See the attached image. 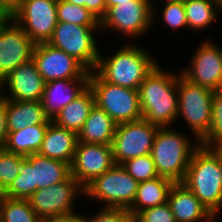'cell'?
<instances>
[{
  "instance_id": "cell-1",
  "label": "cell",
  "mask_w": 222,
  "mask_h": 222,
  "mask_svg": "<svg viewBox=\"0 0 222 222\" xmlns=\"http://www.w3.org/2000/svg\"><path fill=\"white\" fill-rule=\"evenodd\" d=\"M178 74L159 65L145 77L138 88L142 119L159 127H171L178 117Z\"/></svg>"
},
{
  "instance_id": "cell-2",
  "label": "cell",
  "mask_w": 222,
  "mask_h": 222,
  "mask_svg": "<svg viewBox=\"0 0 222 222\" xmlns=\"http://www.w3.org/2000/svg\"><path fill=\"white\" fill-rule=\"evenodd\" d=\"M217 217L222 210V169L218 145H200L193 153L182 182Z\"/></svg>"
},
{
  "instance_id": "cell-3",
  "label": "cell",
  "mask_w": 222,
  "mask_h": 222,
  "mask_svg": "<svg viewBox=\"0 0 222 222\" xmlns=\"http://www.w3.org/2000/svg\"><path fill=\"white\" fill-rule=\"evenodd\" d=\"M156 61L141 46L129 43L108 56L100 51L94 71L105 82L138 90L145 77L158 64Z\"/></svg>"
},
{
  "instance_id": "cell-4",
  "label": "cell",
  "mask_w": 222,
  "mask_h": 222,
  "mask_svg": "<svg viewBox=\"0 0 222 222\" xmlns=\"http://www.w3.org/2000/svg\"><path fill=\"white\" fill-rule=\"evenodd\" d=\"M189 134H183L171 127H159L153 141L152 158L161 177L182 182L194 151L200 146L193 145Z\"/></svg>"
},
{
  "instance_id": "cell-5",
  "label": "cell",
  "mask_w": 222,
  "mask_h": 222,
  "mask_svg": "<svg viewBox=\"0 0 222 222\" xmlns=\"http://www.w3.org/2000/svg\"><path fill=\"white\" fill-rule=\"evenodd\" d=\"M70 175L68 163L39 153L31 154L22 160L19 175L2 195L14 199H28L36 190L65 181Z\"/></svg>"
},
{
  "instance_id": "cell-6",
  "label": "cell",
  "mask_w": 222,
  "mask_h": 222,
  "mask_svg": "<svg viewBox=\"0 0 222 222\" xmlns=\"http://www.w3.org/2000/svg\"><path fill=\"white\" fill-rule=\"evenodd\" d=\"M213 90L193 84L179 72L177 84L178 115L183 117L194 139L201 142L208 134L212 122Z\"/></svg>"
},
{
  "instance_id": "cell-7",
  "label": "cell",
  "mask_w": 222,
  "mask_h": 222,
  "mask_svg": "<svg viewBox=\"0 0 222 222\" xmlns=\"http://www.w3.org/2000/svg\"><path fill=\"white\" fill-rule=\"evenodd\" d=\"M89 88L95 104L117 124L142 119L138 90L105 82L95 71L90 72Z\"/></svg>"
},
{
  "instance_id": "cell-8",
  "label": "cell",
  "mask_w": 222,
  "mask_h": 222,
  "mask_svg": "<svg viewBox=\"0 0 222 222\" xmlns=\"http://www.w3.org/2000/svg\"><path fill=\"white\" fill-rule=\"evenodd\" d=\"M100 26H81L68 22H57L48 44L74 57L89 72L94 71L100 55L95 32Z\"/></svg>"
},
{
  "instance_id": "cell-9",
  "label": "cell",
  "mask_w": 222,
  "mask_h": 222,
  "mask_svg": "<svg viewBox=\"0 0 222 222\" xmlns=\"http://www.w3.org/2000/svg\"><path fill=\"white\" fill-rule=\"evenodd\" d=\"M139 182L120 165L96 177L84 188V197L103 203V207L129 209L135 200Z\"/></svg>"
},
{
  "instance_id": "cell-10",
  "label": "cell",
  "mask_w": 222,
  "mask_h": 222,
  "mask_svg": "<svg viewBox=\"0 0 222 222\" xmlns=\"http://www.w3.org/2000/svg\"><path fill=\"white\" fill-rule=\"evenodd\" d=\"M78 195L84 196V188L70 175L65 181L36 190L28 201L44 222H52L77 213L74 204Z\"/></svg>"
},
{
  "instance_id": "cell-11",
  "label": "cell",
  "mask_w": 222,
  "mask_h": 222,
  "mask_svg": "<svg viewBox=\"0 0 222 222\" xmlns=\"http://www.w3.org/2000/svg\"><path fill=\"white\" fill-rule=\"evenodd\" d=\"M152 24L153 9L149 0H129L109 7L100 20V29L103 32L114 30L128 39H137L151 30Z\"/></svg>"
},
{
  "instance_id": "cell-12",
  "label": "cell",
  "mask_w": 222,
  "mask_h": 222,
  "mask_svg": "<svg viewBox=\"0 0 222 222\" xmlns=\"http://www.w3.org/2000/svg\"><path fill=\"white\" fill-rule=\"evenodd\" d=\"M9 16L35 43L48 42L57 25V0H20Z\"/></svg>"
},
{
  "instance_id": "cell-13",
  "label": "cell",
  "mask_w": 222,
  "mask_h": 222,
  "mask_svg": "<svg viewBox=\"0 0 222 222\" xmlns=\"http://www.w3.org/2000/svg\"><path fill=\"white\" fill-rule=\"evenodd\" d=\"M159 126L144 119L117 124L112 141L115 164L151 154L155 134Z\"/></svg>"
},
{
  "instance_id": "cell-14",
  "label": "cell",
  "mask_w": 222,
  "mask_h": 222,
  "mask_svg": "<svg viewBox=\"0 0 222 222\" xmlns=\"http://www.w3.org/2000/svg\"><path fill=\"white\" fill-rule=\"evenodd\" d=\"M35 43L9 15L0 16V81L33 58Z\"/></svg>"
},
{
  "instance_id": "cell-15",
  "label": "cell",
  "mask_w": 222,
  "mask_h": 222,
  "mask_svg": "<svg viewBox=\"0 0 222 222\" xmlns=\"http://www.w3.org/2000/svg\"><path fill=\"white\" fill-rule=\"evenodd\" d=\"M211 41H201L189 61L190 65L180 72L189 82L217 91L222 89V48Z\"/></svg>"
},
{
  "instance_id": "cell-16",
  "label": "cell",
  "mask_w": 222,
  "mask_h": 222,
  "mask_svg": "<svg viewBox=\"0 0 222 222\" xmlns=\"http://www.w3.org/2000/svg\"><path fill=\"white\" fill-rule=\"evenodd\" d=\"M32 60L45 83L90 77V72L79 61L47 42L35 45Z\"/></svg>"
},
{
  "instance_id": "cell-17",
  "label": "cell",
  "mask_w": 222,
  "mask_h": 222,
  "mask_svg": "<svg viewBox=\"0 0 222 222\" xmlns=\"http://www.w3.org/2000/svg\"><path fill=\"white\" fill-rule=\"evenodd\" d=\"M114 165L111 145L78 142L70 165V174L85 188Z\"/></svg>"
},
{
  "instance_id": "cell-18",
  "label": "cell",
  "mask_w": 222,
  "mask_h": 222,
  "mask_svg": "<svg viewBox=\"0 0 222 222\" xmlns=\"http://www.w3.org/2000/svg\"><path fill=\"white\" fill-rule=\"evenodd\" d=\"M44 85L35 62L31 60L16 67L0 81L1 97L17 101H41ZM3 88L9 93L3 94Z\"/></svg>"
},
{
  "instance_id": "cell-19",
  "label": "cell",
  "mask_w": 222,
  "mask_h": 222,
  "mask_svg": "<svg viewBox=\"0 0 222 222\" xmlns=\"http://www.w3.org/2000/svg\"><path fill=\"white\" fill-rule=\"evenodd\" d=\"M167 203L176 222H217V218L181 182L172 185Z\"/></svg>"
},
{
  "instance_id": "cell-20",
  "label": "cell",
  "mask_w": 222,
  "mask_h": 222,
  "mask_svg": "<svg viewBox=\"0 0 222 222\" xmlns=\"http://www.w3.org/2000/svg\"><path fill=\"white\" fill-rule=\"evenodd\" d=\"M89 87V78L60 79L46 82L41 103L46 116L53 120L70 102Z\"/></svg>"
},
{
  "instance_id": "cell-21",
  "label": "cell",
  "mask_w": 222,
  "mask_h": 222,
  "mask_svg": "<svg viewBox=\"0 0 222 222\" xmlns=\"http://www.w3.org/2000/svg\"><path fill=\"white\" fill-rule=\"evenodd\" d=\"M77 143L76 132L60 127L51 121L38 153L71 165Z\"/></svg>"
},
{
  "instance_id": "cell-22",
  "label": "cell",
  "mask_w": 222,
  "mask_h": 222,
  "mask_svg": "<svg viewBox=\"0 0 222 222\" xmlns=\"http://www.w3.org/2000/svg\"><path fill=\"white\" fill-rule=\"evenodd\" d=\"M7 131L14 132L33 125H49L41 101L6 99Z\"/></svg>"
},
{
  "instance_id": "cell-23",
  "label": "cell",
  "mask_w": 222,
  "mask_h": 222,
  "mask_svg": "<svg viewBox=\"0 0 222 222\" xmlns=\"http://www.w3.org/2000/svg\"><path fill=\"white\" fill-rule=\"evenodd\" d=\"M117 123L96 104L79 131L78 142L111 145Z\"/></svg>"
},
{
  "instance_id": "cell-24",
  "label": "cell",
  "mask_w": 222,
  "mask_h": 222,
  "mask_svg": "<svg viewBox=\"0 0 222 222\" xmlns=\"http://www.w3.org/2000/svg\"><path fill=\"white\" fill-rule=\"evenodd\" d=\"M173 184L172 180L161 176L139 182L135 200L128 210L135 217L144 209L167 203Z\"/></svg>"
},
{
  "instance_id": "cell-25",
  "label": "cell",
  "mask_w": 222,
  "mask_h": 222,
  "mask_svg": "<svg viewBox=\"0 0 222 222\" xmlns=\"http://www.w3.org/2000/svg\"><path fill=\"white\" fill-rule=\"evenodd\" d=\"M94 105L95 97L93 91L88 87L76 99L67 104L52 121L58 126L78 134Z\"/></svg>"
},
{
  "instance_id": "cell-26",
  "label": "cell",
  "mask_w": 222,
  "mask_h": 222,
  "mask_svg": "<svg viewBox=\"0 0 222 222\" xmlns=\"http://www.w3.org/2000/svg\"><path fill=\"white\" fill-rule=\"evenodd\" d=\"M47 128L48 125H33L14 132H8L4 149L25 157L38 153Z\"/></svg>"
},
{
  "instance_id": "cell-27",
  "label": "cell",
  "mask_w": 222,
  "mask_h": 222,
  "mask_svg": "<svg viewBox=\"0 0 222 222\" xmlns=\"http://www.w3.org/2000/svg\"><path fill=\"white\" fill-rule=\"evenodd\" d=\"M183 4L188 29H192L194 32L208 29L222 12V9L213 0H185Z\"/></svg>"
},
{
  "instance_id": "cell-28",
  "label": "cell",
  "mask_w": 222,
  "mask_h": 222,
  "mask_svg": "<svg viewBox=\"0 0 222 222\" xmlns=\"http://www.w3.org/2000/svg\"><path fill=\"white\" fill-rule=\"evenodd\" d=\"M0 222H44L32 209L28 199L6 196L0 199Z\"/></svg>"
},
{
  "instance_id": "cell-29",
  "label": "cell",
  "mask_w": 222,
  "mask_h": 222,
  "mask_svg": "<svg viewBox=\"0 0 222 222\" xmlns=\"http://www.w3.org/2000/svg\"><path fill=\"white\" fill-rule=\"evenodd\" d=\"M57 19L81 26H100V20L86 7L57 0Z\"/></svg>"
},
{
  "instance_id": "cell-30",
  "label": "cell",
  "mask_w": 222,
  "mask_h": 222,
  "mask_svg": "<svg viewBox=\"0 0 222 222\" xmlns=\"http://www.w3.org/2000/svg\"><path fill=\"white\" fill-rule=\"evenodd\" d=\"M121 166L138 182L154 179L159 176L151 154L129 159L123 162Z\"/></svg>"
},
{
  "instance_id": "cell-31",
  "label": "cell",
  "mask_w": 222,
  "mask_h": 222,
  "mask_svg": "<svg viewBox=\"0 0 222 222\" xmlns=\"http://www.w3.org/2000/svg\"><path fill=\"white\" fill-rule=\"evenodd\" d=\"M200 145L212 147L222 145V89L214 91L212 97V122L207 136Z\"/></svg>"
},
{
  "instance_id": "cell-32",
  "label": "cell",
  "mask_w": 222,
  "mask_h": 222,
  "mask_svg": "<svg viewBox=\"0 0 222 222\" xmlns=\"http://www.w3.org/2000/svg\"><path fill=\"white\" fill-rule=\"evenodd\" d=\"M25 156L0 148V191L3 193L19 175V169Z\"/></svg>"
},
{
  "instance_id": "cell-33",
  "label": "cell",
  "mask_w": 222,
  "mask_h": 222,
  "mask_svg": "<svg viewBox=\"0 0 222 222\" xmlns=\"http://www.w3.org/2000/svg\"><path fill=\"white\" fill-rule=\"evenodd\" d=\"M160 14L159 17L162 18L163 24L172 28V31L183 27L188 28L183 2L165 3Z\"/></svg>"
},
{
  "instance_id": "cell-34",
  "label": "cell",
  "mask_w": 222,
  "mask_h": 222,
  "mask_svg": "<svg viewBox=\"0 0 222 222\" xmlns=\"http://www.w3.org/2000/svg\"><path fill=\"white\" fill-rule=\"evenodd\" d=\"M95 213L87 217V222H134L133 215L125 208L101 207Z\"/></svg>"
},
{
  "instance_id": "cell-35",
  "label": "cell",
  "mask_w": 222,
  "mask_h": 222,
  "mask_svg": "<svg viewBox=\"0 0 222 222\" xmlns=\"http://www.w3.org/2000/svg\"><path fill=\"white\" fill-rule=\"evenodd\" d=\"M134 222H176L168 203L140 211Z\"/></svg>"
},
{
  "instance_id": "cell-36",
  "label": "cell",
  "mask_w": 222,
  "mask_h": 222,
  "mask_svg": "<svg viewBox=\"0 0 222 222\" xmlns=\"http://www.w3.org/2000/svg\"><path fill=\"white\" fill-rule=\"evenodd\" d=\"M71 4L86 7L91 13H93L99 20L106 13V2L105 0H64Z\"/></svg>"
},
{
  "instance_id": "cell-37",
  "label": "cell",
  "mask_w": 222,
  "mask_h": 222,
  "mask_svg": "<svg viewBox=\"0 0 222 222\" xmlns=\"http://www.w3.org/2000/svg\"><path fill=\"white\" fill-rule=\"evenodd\" d=\"M8 136L6 99L0 97V148H4Z\"/></svg>"
},
{
  "instance_id": "cell-38",
  "label": "cell",
  "mask_w": 222,
  "mask_h": 222,
  "mask_svg": "<svg viewBox=\"0 0 222 222\" xmlns=\"http://www.w3.org/2000/svg\"><path fill=\"white\" fill-rule=\"evenodd\" d=\"M19 2L20 0H0V16H8Z\"/></svg>"
},
{
  "instance_id": "cell-39",
  "label": "cell",
  "mask_w": 222,
  "mask_h": 222,
  "mask_svg": "<svg viewBox=\"0 0 222 222\" xmlns=\"http://www.w3.org/2000/svg\"><path fill=\"white\" fill-rule=\"evenodd\" d=\"M52 222H87V216L76 213L69 216H64Z\"/></svg>"
},
{
  "instance_id": "cell-40",
  "label": "cell",
  "mask_w": 222,
  "mask_h": 222,
  "mask_svg": "<svg viewBox=\"0 0 222 222\" xmlns=\"http://www.w3.org/2000/svg\"><path fill=\"white\" fill-rule=\"evenodd\" d=\"M153 1H155V0H149L150 5H151V7H152V9H153V22H155L154 19H155L156 16H157L156 11H155V7L157 8V6H156V5H153V4H154ZM162 1H164V3H171V2H184L185 0H162ZM155 14H156V15H155Z\"/></svg>"
},
{
  "instance_id": "cell-41",
  "label": "cell",
  "mask_w": 222,
  "mask_h": 222,
  "mask_svg": "<svg viewBox=\"0 0 222 222\" xmlns=\"http://www.w3.org/2000/svg\"><path fill=\"white\" fill-rule=\"evenodd\" d=\"M105 2H106V10H107L111 6H115L118 3L129 2V0H105Z\"/></svg>"
},
{
  "instance_id": "cell-42",
  "label": "cell",
  "mask_w": 222,
  "mask_h": 222,
  "mask_svg": "<svg viewBox=\"0 0 222 222\" xmlns=\"http://www.w3.org/2000/svg\"><path fill=\"white\" fill-rule=\"evenodd\" d=\"M218 159L222 169V145H218Z\"/></svg>"
},
{
  "instance_id": "cell-43",
  "label": "cell",
  "mask_w": 222,
  "mask_h": 222,
  "mask_svg": "<svg viewBox=\"0 0 222 222\" xmlns=\"http://www.w3.org/2000/svg\"><path fill=\"white\" fill-rule=\"evenodd\" d=\"M222 9V0H213Z\"/></svg>"
}]
</instances>
